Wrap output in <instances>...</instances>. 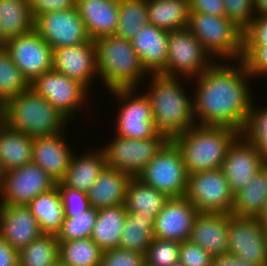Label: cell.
<instances>
[{"label": "cell", "mask_w": 267, "mask_h": 266, "mask_svg": "<svg viewBox=\"0 0 267 266\" xmlns=\"http://www.w3.org/2000/svg\"><path fill=\"white\" fill-rule=\"evenodd\" d=\"M267 201V165H264L248 183L234 194L231 214L258 218Z\"/></svg>", "instance_id": "83f0119b"}, {"label": "cell", "mask_w": 267, "mask_h": 266, "mask_svg": "<svg viewBox=\"0 0 267 266\" xmlns=\"http://www.w3.org/2000/svg\"><path fill=\"white\" fill-rule=\"evenodd\" d=\"M7 40L3 37L0 32V51L6 49Z\"/></svg>", "instance_id": "9f6ffc18"}, {"label": "cell", "mask_w": 267, "mask_h": 266, "mask_svg": "<svg viewBox=\"0 0 267 266\" xmlns=\"http://www.w3.org/2000/svg\"><path fill=\"white\" fill-rule=\"evenodd\" d=\"M258 219L261 221L262 227L264 231L267 233V201L265 202L263 211L261 215L258 217Z\"/></svg>", "instance_id": "11a10c76"}, {"label": "cell", "mask_w": 267, "mask_h": 266, "mask_svg": "<svg viewBox=\"0 0 267 266\" xmlns=\"http://www.w3.org/2000/svg\"><path fill=\"white\" fill-rule=\"evenodd\" d=\"M62 133L33 138L32 162L39 165L56 183H59L69 167L73 150Z\"/></svg>", "instance_id": "44dd1931"}, {"label": "cell", "mask_w": 267, "mask_h": 266, "mask_svg": "<svg viewBox=\"0 0 267 266\" xmlns=\"http://www.w3.org/2000/svg\"><path fill=\"white\" fill-rule=\"evenodd\" d=\"M55 266H67V265H64L61 262H58Z\"/></svg>", "instance_id": "680465c9"}, {"label": "cell", "mask_w": 267, "mask_h": 266, "mask_svg": "<svg viewBox=\"0 0 267 266\" xmlns=\"http://www.w3.org/2000/svg\"><path fill=\"white\" fill-rule=\"evenodd\" d=\"M75 7L91 40L115 35L119 0H76Z\"/></svg>", "instance_id": "7402d4cb"}, {"label": "cell", "mask_w": 267, "mask_h": 266, "mask_svg": "<svg viewBox=\"0 0 267 266\" xmlns=\"http://www.w3.org/2000/svg\"><path fill=\"white\" fill-rule=\"evenodd\" d=\"M56 182L33 162L0 174V204L27 206Z\"/></svg>", "instance_id": "7c38bea8"}, {"label": "cell", "mask_w": 267, "mask_h": 266, "mask_svg": "<svg viewBox=\"0 0 267 266\" xmlns=\"http://www.w3.org/2000/svg\"><path fill=\"white\" fill-rule=\"evenodd\" d=\"M171 266H184L180 261L172 264Z\"/></svg>", "instance_id": "6f0895ef"}, {"label": "cell", "mask_w": 267, "mask_h": 266, "mask_svg": "<svg viewBox=\"0 0 267 266\" xmlns=\"http://www.w3.org/2000/svg\"><path fill=\"white\" fill-rule=\"evenodd\" d=\"M144 254L120 248L103 251L100 266H143Z\"/></svg>", "instance_id": "ee69618b"}, {"label": "cell", "mask_w": 267, "mask_h": 266, "mask_svg": "<svg viewBox=\"0 0 267 266\" xmlns=\"http://www.w3.org/2000/svg\"><path fill=\"white\" fill-rule=\"evenodd\" d=\"M212 255L189 240L180 243L179 261L184 266H211Z\"/></svg>", "instance_id": "f6af8a7d"}, {"label": "cell", "mask_w": 267, "mask_h": 266, "mask_svg": "<svg viewBox=\"0 0 267 266\" xmlns=\"http://www.w3.org/2000/svg\"><path fill=\"white\" fill-rule=\"evenodd\" d=\"M59 262L67 266H100L103 250L89 237L59 241Z\"/></svg>", "instance_id": "e575fe53"}, {"label": "cell", "mask_w": 267, "mask_h": 266, "mask_svg": "<svg viewBox=\"0 0 267 266\" xmlns=\"http://www.w3.org/2000/svg\"><path fill=\"white\" fill-rule=\"evenodd\" d=\"M210 57L187 27L168 31L167 63L160 74L194 79L214 63V59Z\"/></svg>", "instance_id": "ba28073f"}, {"label": "cell", "mask_w": 267, "mask_h": 266, "mask_svg": "<svg viewBox=\"0 0 267 266\" xmlns=\"http://www.w3.org/2000/svg\"><path fill=\"white\" fill-rule=\"evenodd\" d=\"M56 235L42 234L19 251V266H55L59 262Z\"/></svg>", "instance_id": "d590c367"}, {"label": "cell", "mask_w": 267, "mask_h": 266, "mask_svg": "<svg viewBox=\"0 0 267 266\" xmlns=\"http://www.w3.org/2000/svg\"><path fill=\"white\" fill-rule=\"evenodd\" d=\"M131 178L127 173L105 166L87 193L90 206L99 210L125 204Z\"/></svg>", "instance_id": "d4e9b609"}, {"label": "cell", "mask_w": 267, "mask_h": 266, "mask_svg": "<svg viewBox=\"0 0 267 266\" xmlns=\"http://www.w3.org/2000/svg\"><path fill=\"white\" fill-rule=\"evenodd\" d=\"M250 142L255 144L262 161L267 165V133H242Z\"/></svg>", "instance_id": "f5cc1de1"}, {"label": "cell", "mask_w": 267, "mask_h": 266, "mask_svg": "<svg viewBox=\"0 0 267 266\" xmlns=\"http://www.w3.org/2000/svg\"><path fill=\"white\" fill-rule=\"evenodd\" d=\"M226 17L243 31L255 19L253 0H224Z\"/></svg>", "instance_id": "60d3db41"}, {"label": "cell", "mask_w": 267, "mask_h": 266, "mask_svg": "<svg viewBox=\"0 0 267 266\" xmlns=\"http://www.w3.org/2000/svg\"><path fill=\"white\" fill-rule=\"evenodd\" d=\"M229 217L230 214L198 213L188 240L213 257L228 253Z\"/></svg>", "instance_id": "cb8c5ba5"}, {"label": "cell", "mask_w": 267, "mask_h": 266, "mask_svg": "<svg viewBox=\"0 0 267 266\" xmlns=\"http://www.w3.org/2000/svg\"><path fill=\"white\" fill-rule=\"evenodd\" d=\"M243 45H267V15L256 16L244 30Z\"/></svg>", "instance_id": "bcb514c9"}, {"label": "cell", "mask_w": 267, "mask_h": 266, "mask_svg": "<svg viewBox=\"0 0 267 266\" xmlns=\"http://www.w3.org/2000/svg\"><path fill=\"white\" fill-rule=\"evenodd\" d=\"M6 50L30 83L52 69L53 49L34 29L7 40Z\"/></svg>", "instance_id": "2e32d148"}, {"label": "cell", "mask_w": 267, "mask_h": 266, "mask_svg": "<svg viewBox=\"0 0 267 266\" xmlns=\"http://www.w3.org/2000/svg\"><path fill=\"white\" fill-rule=\"evenodd\" d=\"M28 4L35 19L43 13L72 9L76 5V0H28Z\"/></svg>", "instance_id": "7dc6e473"}, {"label": "cell", "mask_w": 267, "mask_h": 266, "mask_svg": "<svg viewBox=\"0 0 267 266\" xmlns=\"http://www.w3.org/2000/svg\"><path fill=\"white\" fill-rule=\"evenodd\" d=\"M102 150L106 166L137 177L168 141L163 134L148 139H130L116 135Z\"/></svg>", "instance_id": "8fae6325"}, {"label": "cell", "mask_w": 267, "mask_h": 266, "mask_svg": "<svg viewBox=\"0 0 267 266\" xmlns=\"http://www.w3.org/2000/svg\"><path fill=\"white\" fill-rule=\"evenodd\" d=\"M190 13L226 16L224 0H188Z\"/></svg>", "instance_id": "c3c4849f"}, {"label": "cell", "mask_w": 267, "mask_h": 266, "mask_svg": "<svg viewBox=\"0 0 267 266\" xmlns=\"http://www.w3.org/2000/svg\"><path fill=\"white\" fill-rule=\"evenodd\" d=\"M155 217L138 216L134 212L127 213L118 248L146 254L154 238Z\"/></svg>", "instance_id": "836d02e7"}, {"label": "cell", "mask_w": 267, "mask_h": 266, "mask_svg": "<svg viewBox=\"0 0 267 266\" xmlns=\"http://www.w3.org/2000/svg\"><path fill=\"white\" fill-rule=\"evenodd\" d=\"M34 29L28 0H0V32L6 40Z\"/></svg>", "instance_id": "d6a6232c"}, {"label": "cell", "mask_w": 267, "mask_h": 266, "mask_svg": "<svg viewBox=\"0 0 267 266\" xmlns=\"http://www.w3.org/2000/svg\"><path fill=\"white\" fill-rule=\"evenodd\" d=\"M242 60L252 77L267 76V45H243Z\"/></svg>", "instance_id": "b9f144b4"}, {"label": "cell", "mask_w": 267, "mask_h": 266, "mask_svg": "<svg viewBox=\"0 0 267 266\" xmlns=\"http://www.w3.org/2000/svg\"><path fill=\"white\" fill-rule=\"evenodd\" d=\"M147 23V0H119V19L115 36L131 40Z\"/></svg>", "instance_id": "8d00e7d4"}, {"label": "cell", "mask_w": 267, "mask_h": 266, "mask_svg": "<svg viewBox=\"0 0 267 266\" xmlns=\"http://www.w3.org/2000/svg\"><path fill=\"white\" fill-rule=\"evenodd\" d=\"M254 106L255 103H252L249 118L242 133H267V107L260 109Z\"/></svg>", "instance_id": "681fc988"}, {"label": "cell", "mask_w": 267, "mask_h": 266, "mask_svg": "<svg viewBox=\"0 0 267 266\" xmlns=\"http://www.w3.org/2000/svg\"><path fill=\"white\" fill-rule=\"evenodd\" d=\"M30 88L49 101L69 121L88 100L89 90L83 84L54 69L37 76L30 83Z\"/></svg>", "instance_id": "4fadbf2b"}, {"label": "cell", "mask_w": 267, "mask_h": 266, "mask_svg": "<svg viewBox=\"0 0 267 266\" xmlns=\"http://www.w3.org/2000/svg\"><path fill=\"white\" fill-rule=\"evenodd\" d=\"M198 213L185 196L169 198L155 217L154 237L180 243L187 241Z\"/></svg>", "instance_id": "ac0fdd59"}, {"label": "cell", "mask_w": 267, "mask_h": 266, "mask_svg": "<svg viewBox=\"0 0 267 266\" xmlns=\"http://www.w3.org/2000/svg\"><path fill=\"white\" fill-rule=\"evenodd\" d=\"M137 178L169 198L185 196L188 174L175 142L168 140Z\"/></svg>", "instance_id": "52a82bcc"}, {"label": "cell", "mask_w": 267, "mask_h": 266, "mask_svg": "<svg viewBox=\"0 0 267 266\" xmlns=\"http://www.w3.org/2000/svg\"><path fill=\"white\" fill-rule=\"evenodd\" d=\"M57 187L61 194L65 218L73 217L91 208L87 193L66 186Z\"/></svg>", "instance_id": "7bdbcfd3"}, {"label": "cell", "mask_w": 267, "mask_h": 266, "mask_svg": "<svg viewBox=\"0 0 267 266\" xmlns=\"http://www.w3.org/2000/svg\"><path fill=\"white\" fill-rule=\"evenodd\" d=\"M52 69L80 82L90 91L93 76L98 77L94 41L53 49Z\"/></svg>", "instance_id": "d6986e66"}, {"label": "cell", "mask_w": 267, "mask_h": 266, "mask_svg": "<svg viewBox=\"0 0 267 266\" xmlns=\"http://www.w3.org/2000/svg\"><path fill=\"white\" fill-rule=\"evenodd\" d=\"M169 197L137 177H132L126 190L125 207L127 213L134 212L138 216L156 217Z\"/></svg>", "instance_id": "4dcf8cb0"}, {"label": "cell", "mask_w": 267, "mask_h": 266, "mask_svg": "<svg viewBox=\"0 0 267 266\" xmlns=\"http://www.w3.org/2000/svg\"><path fill=\"white\" fill-rule=\"evenodd\" d=\"M0 266H19V252L0 235Z\"/></svg>", "instance_id": "f907efd6"}, {"label": "cell", "mask_w": 267, "mask_h": 266, "mask_svg": "<svg viewBox=\"0 0 267 266\" xmlns=\"http://www.w3.org/2000/svg\"><path fill=\"white\" fill-rule=\"evenodd\" d=\"M136 88L110 90L121 102L116 119V134L130 139H148L159 133L155 129L151 103L146 93L140 96Z\"/></svg>", "instance_id": "30bf717a"}, {"label": "cell", "mask_w": 267, "mask_h": 266, "mask_svg": "<svg viewBox=\"0 0 267 266\" xmlns=\"http://www.w3.org/2000/svg\"><path fill=\"white\" fill-rule=\"evenodd\" d=\"M185 197L199 213L231 214L234 194L221 168L188 175Z\"/></svg>", "instance_id": "9c48e42d"}, {"label": "cell", "mask_w": 267, "mask_h": 266, "mask_svg": "<svg viewBox=\"0 0 267 266\" xmlns=\"http://www.w3.org/2000/svg\"><path fill=\"white\" fill-rule=\"evenodd\" d=\"M81 156L72 155L67 172L57 186H66L88 193L101 171L106 166L105 154L101 149H94Z\"/></svg>", "instance_id": "484cf974"}, {"label": "cell", "mask_w": 267, "mask_h": 266, "mask_svg": "<svg viewBox=\"0 0 267 266\" xmlns=\"http://www.w3.org/2000/svg\"><path fill=\"white\" fill-rule=\"evenodd\" d=\"M94 43L97 73L109 91L138 88L139 82L149 76L130 40L112 35L98 38Z\"/></svg>", "instance_id": "5b68a950"}, {"label": "cell", "mask_w": 267, "mask_h": 266, "mask_svg": "<svg viewBox=\"0 0 267 266\" xmlns=\"http://www.w3.org/2000/svg\"><path fill=\"white\" fill-rule=\"evenodd\" d=\"M43 234L57 235L65 219L64 207L57 185L37 195L28 205Z\"/></svg>", "instance_id": "f546056e"}, {"label": "cell", "mask_w": 267, "mask_h": 266, "mask_svg": "<svg viewBox=\"0 0 267 266\" xmlns=\"http://www.w3.org/2000/svg\"><path fill=\"white\" fill-rule=\"evenodd\" d=\"M149 75L150 90L146 95L151 103L155 129L168 140H173L195 125L192 98L181 85L182 77Z\"/></svg>", "instance_id": "7a4b0ae2"}, {"label": "cell", "mask_w": 267, "mask_h": 266, "mask_svg": "<svg viewBox=\"0 0 267 266\" xmlns=\"http://www.w3.org/2000/svg\"><path fill=\"white\" fill-rule=\"evenodd\" d=\"M97 217V210L90 208L86 212L65 218L56 237L58 241H71L89 238Z\"/></svg>", "instance_id": "f35d334b"}, {"label": "cell", "mask_w": 267, "mask_h": 266, "mask_svg": "<svg viewBox=\"0 0 267 266\" xmlns=\"http://www.w3.org/2000/svg\"><path fill=\"white\" fill-rule=\"evenodd\" d=\"M126 214L125 204L97 210L90 238L103 251L118 248Z\"/></svg>", "instance_id": "f1b7e54d"}, {"label": "cell", "mask_w": 267, "mask_h": 266, "mask_svg": "<svg viewBox=\"0 0 267 266\" xmlns=\"http://www.w3.org/2000/svg\"><path fill=\"white\" fill-rule=\"evenodd\" d=\"M29 88L30 81L15 65L9 52L6 49L0 51V108Z\"/></svg>", "instance_id": "74e56055"}, {"label": "cell", "mask_w": 267, "mask_h": 266, "mask_svg": "<svg viewBox=\"0 0 267 266\" xmlns=\"http://www.w3.org/2000/svg\"><path fill=\"white\" fill-rule=\"evenodd\" d=\"M0 119L32 138L62 133L69 124L64 115L31 88L9 99L0 108Z\"/></svg>", "instance_id": "3957f363"}, {"label": "cell", "mask_w": 267, "mask_h": 266, "mask_svg": "<svg viewBox=\"0 0 267 266\" xmlns=\"http://www.w3.org/2000/svg\"><path fill=\"white\" fill-rule=\"evenodd\" d=\"M149 23L166 31L188 26V0H147Z\"/></svg>", "instance_id": "1f68e13d"}, {"label": "cell", "mask_w": 267, "mask_h": 266, "mask_svg": "<svg viewBox=\"0 0 267 266\" xmlns=\"http://www.w3.org/2000/svg\"><path fill=\"white\" fill-rule=\"evenodd\" d=\"M130 41L148 74H160L166 68L168 31L147 23Z\"/></svg>", "instance_id": "603a6c76"}, {"label": "cell", "mask_w": 267, "mask_h": 266, "mask_svg": "<svg viewBox=\"0 0 267 266\" xmlns=\"http://www.w3.org/2000/svg\"><path fill=\"white\" fill-rule=\"evenodd\" d=\"M180 242L154 237L144 255L147 266H171L179 261Z\"/></svg>", "instance_id": "ab89813d"}, {"label": "cell", "mask_w": 267, "mask_h": 266, "mask_svg": "<svg viewBox=\"0 0 267 266\" xmlns=\"http://www.w3.org/2000/svg\"><path fill=\"white\" fill-rule=\"evenodd\" d=\"M264 165L257 146L241 133L228 147L221 169L231 192L235 194Z\"/></svg>", "instance_id": "e0dca14e"}, {"label": "cell", "mask_w": 267, "mask_h": 266, "mask_svg": "<svg viewBox=\"0 0 267 266\" xmlns=\"http://www.w3.org/2000/svg\"><path fill=\"white\" fill-rule=\"evenodd\" d=\"M237 62L235 67L234 63L229 66L214 61L195 77L196 88L191 96L196 125L223 126L243 132L254 103L252 88L248 86L253 77L242 59Z\"/></svg>", "instance_id": "6da1fadb"}, {"label": "cell", "mask_w": 267, "mask_h": 266, "mask_svg": "<svg viewBox=\"0 0 267 266\" xmlns=\"http://www.w3.org/2000/svg\"><path fill=\"white\" fill-rule=\"evenodd\" d=\"M240 133L223 126L193 125L173 141L179 147L188 175L219 169L227 149Z\"/></svg>", "instance_id": "277c9868"}, {"label": "cell", "mask_w": 267, "mask_h": 266, "mask_svg": "<svg viewBox=\"0 0 267 266\" xmlns=\"http://www.w3.org/2000/svg\"><path fill=\"white\" fill-rule=\"evenodd\" d=\"M211 266H258L230 253H225L212 257Z\"/></svg>", "instance_id": "816d5d0a"}, {"label": "cell", "mask_w": 267, "mask_h": 266, "mask_svg": "<svg viewBox=\"0 0 267 266\" xmlns=\"http://www.w3.org/2000/svg\"><path fill=\"white\" fill-rule=\"evenodd\" d=\"M34 30L52 49L75 46L90 40L76 7L37 16Z\"/></svg>", "instance_id": "9a60e30c"}, {"label": "cell", "mask_w": 267, "mask_h": 266, "mask_svg": "<svg viewBox=\"0 0 267 266\" xmlns=\"http://www.w3.org/2000/svg\"><path fill=\"white\" fill-rule=\"evenodd\" d=\"M43 233L28 206L0 204V235L18 252Z\"/></svg>", "instance_id": "ffe728a7"}, {"label": "cell", "mask_w": 267, "mask_h": 266, "mask_svg": "<svg viewBox=\"0 0 267 266\" xmlns=\"http://www.w3.org/2000/svg\"><path fill=\"white\" fill-rule=\"evenodd\" d=\"M228 253L258 266H267V233L256 217L230 214Z\"/></svg>", "instance_id": "5bb4252c"}, {"label": "cell", "mask_w": 267, "mask_h": 266, "mask_svg": "<svg viewBox=\"0 0 267 266\" xmlns=\"http://www.w3.org/2000/svg\"><path fill=\"white\" fill-rule=\"evenodd\" d=\"M256 16L267 15V0H253Z\"/></svg>", "instance_id": "db71d44e"}, {"label": "cell", "mask_w": 267, "mask_h": 266, "mask_svg": "<svg viewBox=\"0 0 267 266\" xmlns=\"http://www.w3.org/2000/svg\"><path fill=\"white\" fill-rule=\"evenodd\" d=\"M187 28L216 61L242 59L244 31L226 16L190 13Z\"/></svg>", "instance_id": "8992f818"}, {"label": "cell", "mask_w": 267, "mask_h": 266, "mask_svg": "<svg viewBox=\"0 0 267 266\" xmlns=\"http://www.w3.org/2000/svg\"><path fill=\"white\" fill-rule=\"evenodd\" d=\"M33 138L0 119V174L32 162Z\"/></svg>", "instance_id": "4316f807"}]
</instances>
